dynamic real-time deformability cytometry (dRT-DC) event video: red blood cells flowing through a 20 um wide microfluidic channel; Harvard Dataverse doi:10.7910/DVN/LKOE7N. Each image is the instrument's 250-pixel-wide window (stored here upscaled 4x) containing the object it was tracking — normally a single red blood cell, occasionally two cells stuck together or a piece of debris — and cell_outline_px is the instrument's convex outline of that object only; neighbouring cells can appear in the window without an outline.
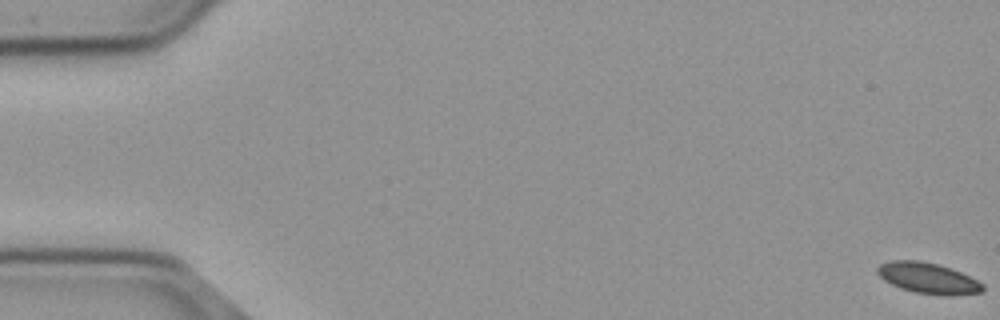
{"species": "common noctule bat (a hibernating species)", "species_latin": "Nyctalus noctula", "temperature_condition": "cold", "stored_images_in_passage": 57, "camera_frame_rate_fps": 3000, "um_per_image_px": 0.085, "animal": {"sex": "male", "body_mass_g": 23.1, "forearm_length_mm": 52.7}, "frame": {"image": 1, "passage_image": 1, "time_ms": 0.0, "image_size_px": [1000, 320], "cell_outline_px": [[984, 292], [952, 296], [944, 296], [916, 292], [900, 288], [884, 280], [876, 272], [876, 268], [880, 264], [892, 260], [920, 260], [936, 264], [960, 272], [984, 284]], "centroid_in_image_um": [78.89, 23.65], "position_along_channel_um": 6.1, "area_um2": 18.9}}
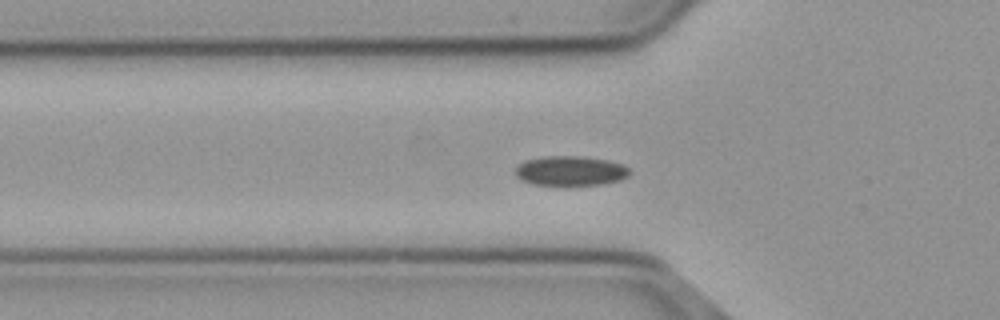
{"frame": {"image": 2, "passage_image": 20, "time_ms": 6.333, "image_size_px": [1000, 320], "cell_outline_px": [[632, 172], [628, 176], [620, 180], [600, 184], [532, 184], [520, 180], [516, 176], [516, 168], [524, 160], [540, 156], [584, 156], [608, 160], [624, 164]], "centroid_in_image_um": [48.5, 14.5], "position_along_channel_um": 77.3, "area_um2": 19.77}}
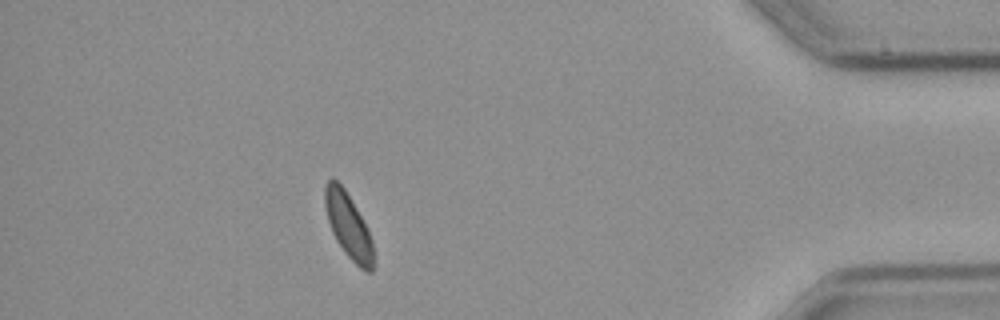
{"frame": {"image": 3, "passage_image": 51, "time_ms": 16.667, "image_size_px": [1000, 320], "cell_outline_px": [[372, 272], [364, 272], [344, 252], [336, 240], [332, 232], [328, 220], [324, 204], [324, 184], [332, 176], [344, 188], [356, 208], [372, 240]], "centroid_in_image_um": [29.56, 19.15], "position_along_channel_um": 405.6, "area_um2": 18.03}, "authors_computed_cell_mechanics": {"area_um2": 19.1896, "velocity_mm_per_s": 3.6679, "shape_relaxation_time_tau1_ms": 4.8453, "shape_relaxation_time_tau2_ms": null, "deformation_change_tau1": 0.0552, "deformation_change_tau2": null}}